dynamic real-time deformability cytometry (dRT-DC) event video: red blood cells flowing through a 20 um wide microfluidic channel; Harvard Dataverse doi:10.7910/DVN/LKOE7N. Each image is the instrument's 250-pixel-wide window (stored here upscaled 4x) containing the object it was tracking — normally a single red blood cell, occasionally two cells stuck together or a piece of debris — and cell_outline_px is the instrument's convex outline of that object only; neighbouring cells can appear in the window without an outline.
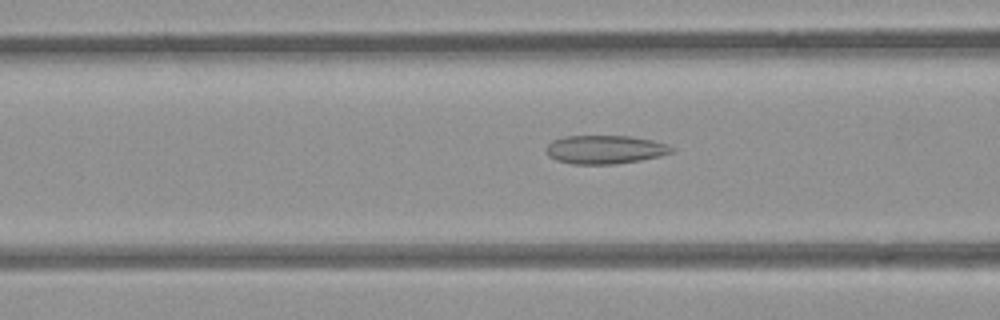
{"species": "common noctule bat (a hibernating species)", "species_latin": "Nyctalus noctula", "temperature_condition": "room temperature", "stored_images_in_passage": 45, "camera_frame_rate_fps": 3000, "um_per_image_px": 0.085, "animal": {"sex": "female", "body_mass_g": 21.9}, "frame": {"image": 1, "passage_image": 18, "time_ms": 5.667, "image_size_px": [1000, 320], "cell_outline_px": [[676, 148], [672, 152], [660, 156], [640, 160], [616, 164], [572, 164], [556, 160], [548, 156], [544, 152], [548, 144], [552, 140], [564, 136], [632, 136], [652, 140], [668, 144]], "centroid_in_image_um": [51.42, 12.71], "position_along_channel_um": 115.2, "area_um2": 21.1}}
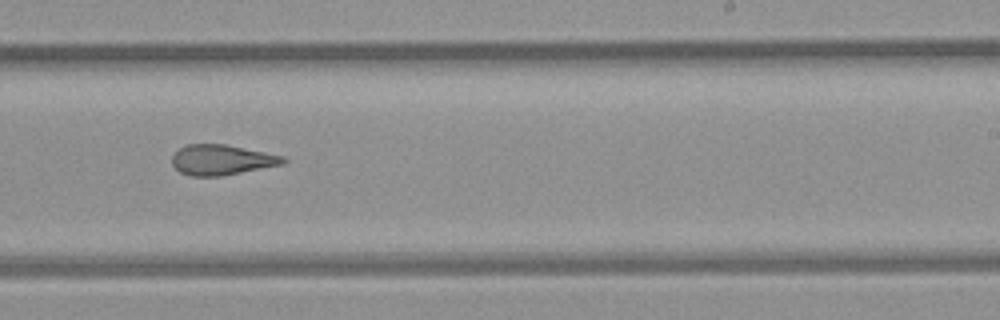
{"frame": {"image": 2, "passage_image": 30, "time_ms": 9.667, "image_size_px": [1000, 320], "cell_outline_px": [[288, 160], [284, 164], [220, 176], [192, 176], [180, 172], [172, 164], [172, 156], [180, 148], [188, 144], [224, 144], [284, 156]], "centroid_in_image_um": [18.85, 13.59], "position_along_channel_um": 270.2, "area_um2": 19.42}}
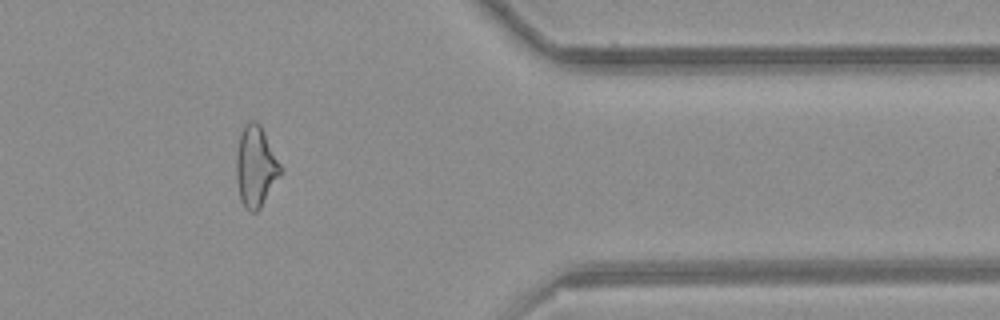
{"frame": {"image": 3, "passage_image": 41, "time_ms": 13.333, "image_size_px": [1000, 320], "cell_outline_px": [[284, 168], [260, 208], [256, 212], [248, 212], [240, 200], [236, 180], [236, 152], [240, 136], [244, 124], [248, 120], [256, 120], [260, 124]], "centroid_in_image_um": [21.73, 14.13], "position_along_channel_um": 389.7, "area_um2": 21.1}}